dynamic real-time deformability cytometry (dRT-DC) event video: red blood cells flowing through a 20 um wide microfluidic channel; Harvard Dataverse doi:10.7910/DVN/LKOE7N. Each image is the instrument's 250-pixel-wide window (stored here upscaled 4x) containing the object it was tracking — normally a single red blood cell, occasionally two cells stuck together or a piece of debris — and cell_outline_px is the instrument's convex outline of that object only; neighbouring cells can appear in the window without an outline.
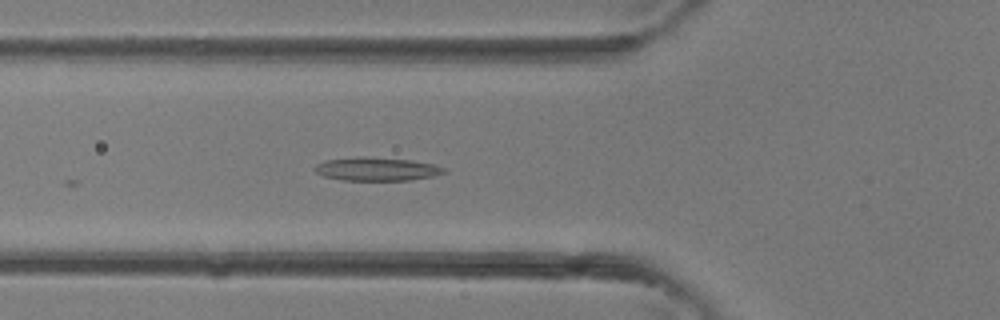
{"species": "common noctule bat (a hibernating species)", "species_latin": "Nyctalus noctula", "temperature_condition": "room temperature", "stored_images_in_passage": 3, "camera_frame_rate_fps": 3000, "um_per_image_px": 0.085, "animal": {"sex": "female"}, "frame": {"image": 1, "passage_image": 3, "time_ms": 0.667, "image_size_px": [1000, 320], "cell_outline_px": [[448, 172], [436, 176], [412, 180], [344, 180], [324, 176], [316, 172], [312, 168], [316, 164], [324, 160], [356, 156], [364, 156], [412, 160], [432, 164], [444, 168]], "centroid_in_image_um": [32.02, 14.36], "position_along_channel_um": 93.8, "area_um2": 17.86}}